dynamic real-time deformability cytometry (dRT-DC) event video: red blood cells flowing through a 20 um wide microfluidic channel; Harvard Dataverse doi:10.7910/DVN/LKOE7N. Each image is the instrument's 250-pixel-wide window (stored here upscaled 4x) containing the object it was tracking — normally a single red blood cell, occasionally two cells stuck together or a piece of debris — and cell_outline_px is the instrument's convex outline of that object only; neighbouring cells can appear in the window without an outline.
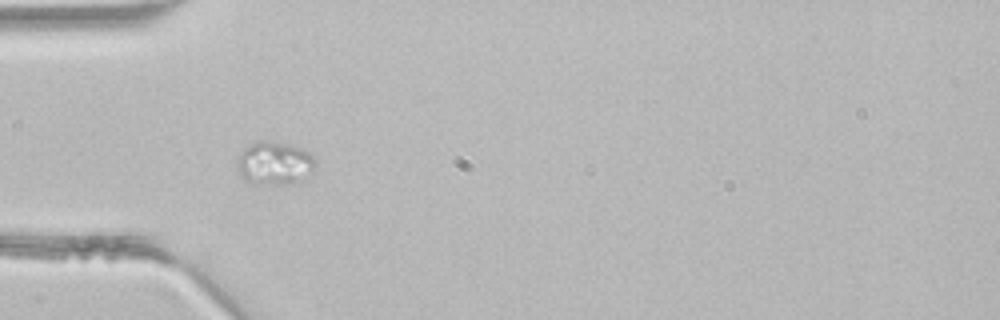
{"species": "common noctule bat (a hibernating species)", "species_latin": "Nyctalus noctula", "temperature_condition": "room temperature", "stored_images_in_passage": 22, "camera_frame_rate_fps": 3000, "um_per_image_px": 0.085, "animal": {"sex": "male", "body_mass_g": 21.5, "forearm_length_mm": 52.0}, "frame": {"image": 1, "passage_image": 1, "time_ms": 0.0, "image_size_px": [1000, 320], "cell_outline_px": [[316, 164], [308, 176], [292, 184], [256, 184], [244, 180], [236, 164], [236, 160], [244, 148], [252, 140], [268, 140], [292, 144], [304, 148], [316, 156]], "centroid_in_image_um": [23.35, 13.83], "position_along_channel_um": 61.6, "area_um2": 20.35}}
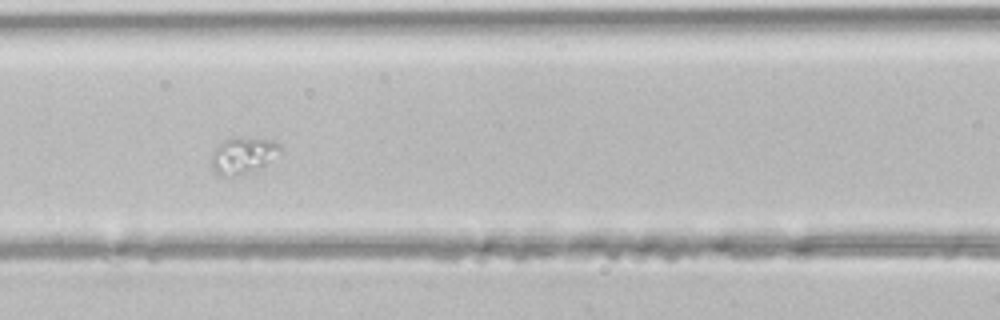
{"frame": {"image": 2, "passage_image": 7, "time_ms": 2.0, "image_size_px": [1000, 320], "cell_outline_px": [[284, 152], [264, 164], [240, 172], [224, 176], [216, 176], [212, 168], [212, 152], [220, 144], [228, 140], [268, 140], [280, 144]], "centroid_in_image_um": [20.66, 13.22], "position_along_channel_um": 145.9, "area_um2": 13.41}}
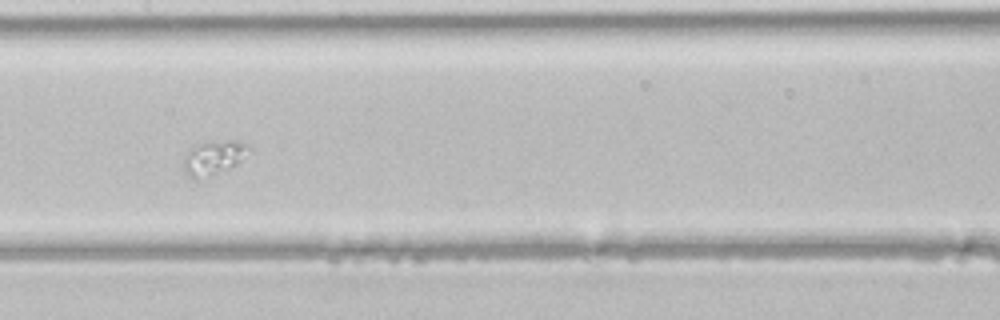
{"frame": {"image": 3, "passage_image": 10, "time_ms": 3.0, "image_size_px": [1000, 320], "cell_outline_px": [[252, 148], [236, 164], [212, 176], [200, 180], [192, 180], [188, 176], [184, 168], [184, 160], [188, 152], [192, 148], [200, 144], [228, 140], [240, 140], [248, 144]], "centroid_in_image_um": [18.18, 13.43], "position_along_channel_um": 189.2, "area_um2": 12.89}}